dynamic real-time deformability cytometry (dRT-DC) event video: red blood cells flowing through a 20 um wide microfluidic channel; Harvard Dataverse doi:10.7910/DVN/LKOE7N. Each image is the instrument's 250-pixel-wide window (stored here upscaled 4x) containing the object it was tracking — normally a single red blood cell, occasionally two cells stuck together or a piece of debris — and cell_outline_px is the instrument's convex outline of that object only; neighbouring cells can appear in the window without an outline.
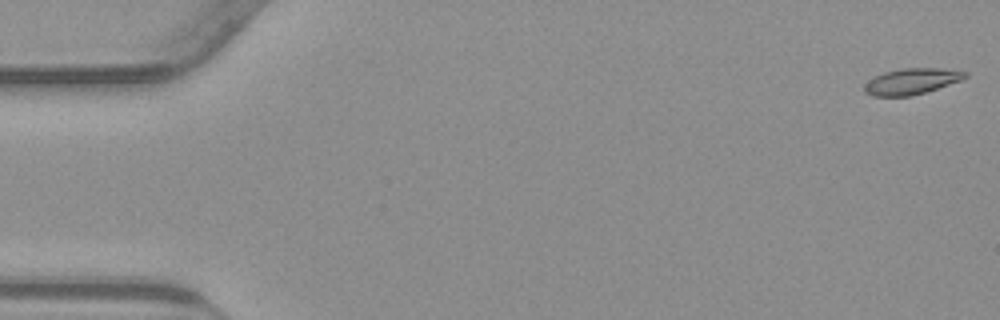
{"species": "common noctule bat (a hibernating species)", "species_latin": "Nyctalus noctula", "temperature_condition": "warm", "stored_images_in_passage": 54, "camera_frame_rate_fps": 3000, "um_per_image_px": 0.085, "animal": {"sex": "male", "body_mass_g": 23.1, "forearm_length_mm": 52.7}, "frame": {"image": 1, "passage_image": 1, "time_ms": 0.0, "image_size_px": [1000, 320], "cell_outline_px": [[968, 76], [960, 80], [912, 96], [872, 96], [864, 92], [864, 84], [868, 80], [884, 72], [904, 68], [940, 68], [968, 72]], "centroid_in_image_um": [77.45, 6.91], "position_along_channel_um": 7.6, "area_um2": 15.09}}
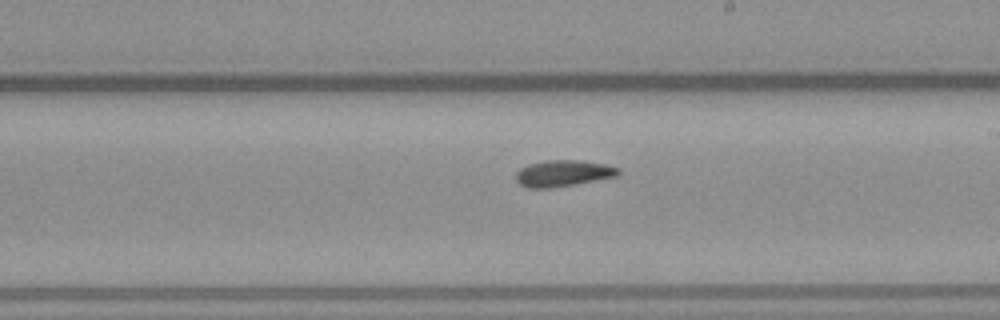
{"frame": {"image": 2, "passage_image": 31, "time_ms": 10.0, "image_size_px": [1000, 320], "cell_outline_px": [[620, 176], [576, 184], [552, 188], [528, 188], [520, 184], [516, 180], [516, 172], [520, 168], [528, 164], [548, 160], [580, 160], [604, 164], [620, 168]], "centroid_in_image_um": [47.89, 14.73], "position_along_channel_um": 241.1, "area_um2": 15.9}}
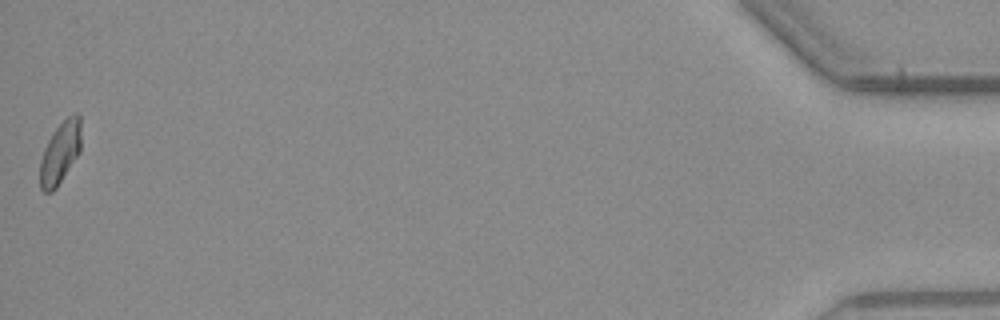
{"frame": {"image": 3, "passage_image": 54, "time_ms": 17.667, "image_size_px": [1000, 320], "cell_outline_px": [[80, 152], [56, 188], [52, 192], [44, 192], [40, 188], [40, 160], [44, 148], [48, 140], [56, 128], [68, 116], [76, 112], [80, 112]], "centroid_in_image_um": [5.11, 12.98], "position_along_channel_um": 430.1, "area_um2": 14.8}}